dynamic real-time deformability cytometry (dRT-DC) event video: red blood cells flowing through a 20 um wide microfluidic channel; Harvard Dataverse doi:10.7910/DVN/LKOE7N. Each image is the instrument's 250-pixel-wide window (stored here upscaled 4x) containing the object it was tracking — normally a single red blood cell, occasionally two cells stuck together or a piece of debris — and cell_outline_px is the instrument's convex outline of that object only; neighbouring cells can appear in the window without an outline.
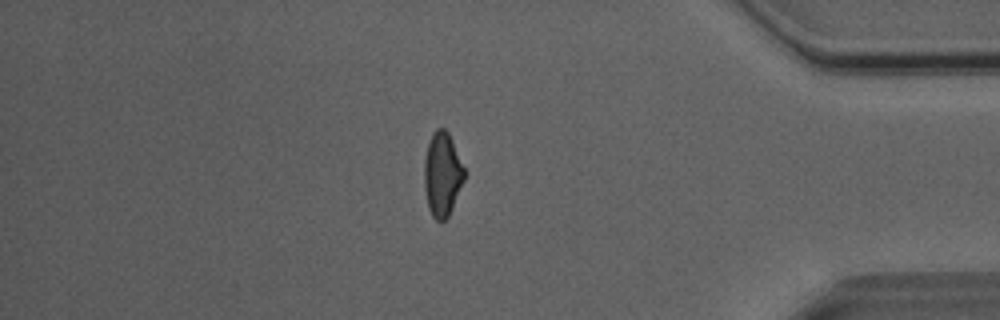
{"species": "Egyptian fruit bat (a non-hibernating species)", "species_latin": "Rousettus aegyptiacus", "temperature_condition": "room temperature", "stored_images_in_passage": 33, "camera_frame_rate_fps": 3000, "um_per_image_px": 0.085, "animal": {"sex": "male"}, "frame": {"image": 1, "passage_image": 33, "time_ms": 10.667, "image_size_px": [1000, 320], "cell_outline_px": [[468, 172], [452, 208], [448, 216], [444, 220], [436, 220], [432, 216], [428, 208], [424, 188], [424, 160], [428, 144], [432, 132], [436, 128], [444, 128], [448, 132]], "centroid_in_image_um": [37.61, 14.79], "position_along_channel_um": 397.6, "area_um2": 20.0}, "authors_computed_cell_mechanics": {"area_um2": 20.4612, "velocity_mm_per_s": 4.0734, "shape_relaxation_time_tau1_ms": null, "shape_relaxation_time_tau2_ms": 2.4233, "deformation_change_tau1": null, "deformation_change_tau2": 0.1026}}